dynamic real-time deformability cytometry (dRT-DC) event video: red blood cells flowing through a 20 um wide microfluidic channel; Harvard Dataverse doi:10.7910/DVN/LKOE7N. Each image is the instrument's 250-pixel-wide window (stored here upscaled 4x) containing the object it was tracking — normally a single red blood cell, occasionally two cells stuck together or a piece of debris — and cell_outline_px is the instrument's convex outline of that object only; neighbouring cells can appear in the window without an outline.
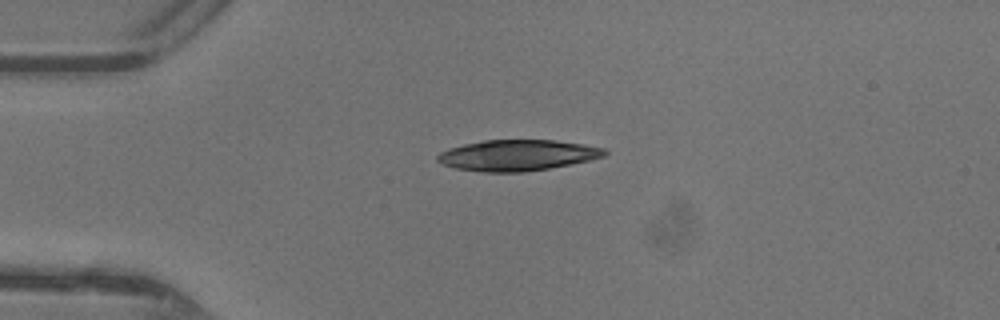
{"species": "common noctule bat (a hibernating species)", "species_latin": "Nyctalus noctula", "temperature_condition": "warm", "stored_images_in_passage": 36, "camera_frame_rate_fps": 3000, "um_per_image_px": 0.085, "animal": {"sex": "female"}, "frame": {"image": 1, "passage_image": 1, "time_ms": 0.0, "image_size_px": [1000, 320], "cell_outline_px": [[608, 152], [604, 156], [572, 164], [524, 172], [480, 172], [456, 168], [444, 164], [436, 160], [436, 156], [440, 152], [464, 144], [484, 140], [556, 140], [604, 148]], "centroid_in_image_um": [43.97, 13.2], "position_along_channel_um": 41.0, "area_um2": 29.88}}